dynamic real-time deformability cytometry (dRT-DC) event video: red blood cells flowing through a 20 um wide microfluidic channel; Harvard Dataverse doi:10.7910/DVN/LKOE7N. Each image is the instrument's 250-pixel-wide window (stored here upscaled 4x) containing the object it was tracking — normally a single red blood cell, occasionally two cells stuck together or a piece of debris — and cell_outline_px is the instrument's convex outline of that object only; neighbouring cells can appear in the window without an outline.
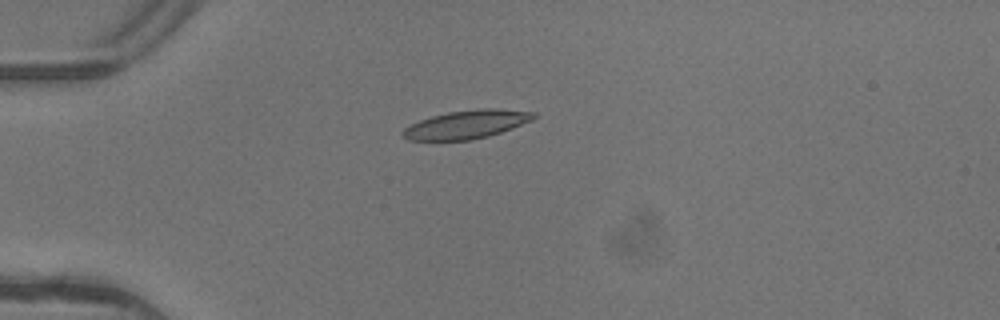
{"species": "common noctule bat (a hibernating species)", "species_latin": "Nyctalus noctula", "temperature_condition": "warm", "stored_images_in_passage": 5, "camera_frame_rate_fps": 3000, "um_per_image_px": 0.085, "animal": {"sex": "female"}, "frame": {"image": 1, "passage_image": 5, "time_ms": 1.333, "image_size_px": [1000, 320], "cell_outline_px": [[536, 116], [532, 120], [512, 128], [488, 136], [468, 140], [408, 140], [400, 132], [408, 124], [432, 116], [448, 112], [480, 108], [496, 108], [536, 112]], "centroid_in_image_um": [39.64, 10.57], "position_along_channel_um": 45.4, "area_um2": 21.62}}